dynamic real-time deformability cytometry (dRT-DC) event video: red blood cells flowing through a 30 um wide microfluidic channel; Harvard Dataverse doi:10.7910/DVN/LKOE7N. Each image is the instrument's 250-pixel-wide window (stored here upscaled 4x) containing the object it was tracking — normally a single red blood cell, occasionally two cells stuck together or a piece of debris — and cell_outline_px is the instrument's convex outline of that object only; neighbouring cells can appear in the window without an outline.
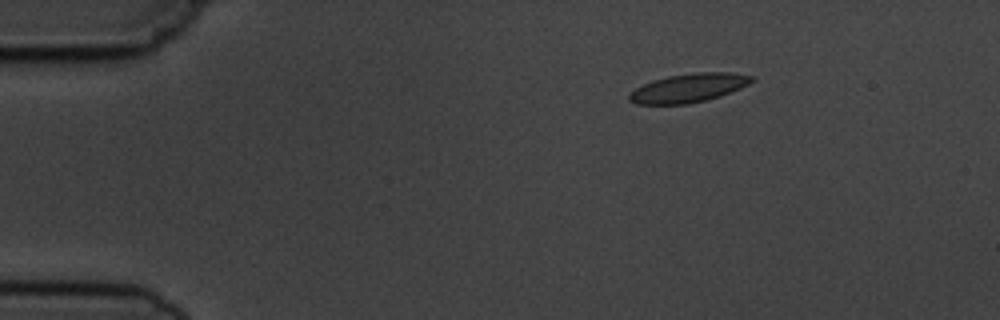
{"species": "common noctule bat (a hibernating species)", "species_latin": "Nyctalus noctula", "temperature_condition": "cold", "stored_images_in_passage": 6, "segment_of_instrument_passage": [1, 2], "camera_frame_rate_fps": 3000, "um_per_image_px": 0.085, "animal": {"sex": "male", "body_mass_g": 19.5, "forearm_length_mm": 54.6}, "frame": {"image": 1, "passage_image": 3, "time_ms": 2.333, "image_size_px": [1000, 320], "cell_outline_px": [[756, 76], [748, 84], [740, 88], [720, 96], [688, 104], [636, 104], [628, 100], [628, 92], [652, 80], [668, 76], [696, 72], [732, 72]], "centroid_in_image_um": [58.51, 7.47], "position_along_channel_um": 26.5, "area_um2": 20.52}}